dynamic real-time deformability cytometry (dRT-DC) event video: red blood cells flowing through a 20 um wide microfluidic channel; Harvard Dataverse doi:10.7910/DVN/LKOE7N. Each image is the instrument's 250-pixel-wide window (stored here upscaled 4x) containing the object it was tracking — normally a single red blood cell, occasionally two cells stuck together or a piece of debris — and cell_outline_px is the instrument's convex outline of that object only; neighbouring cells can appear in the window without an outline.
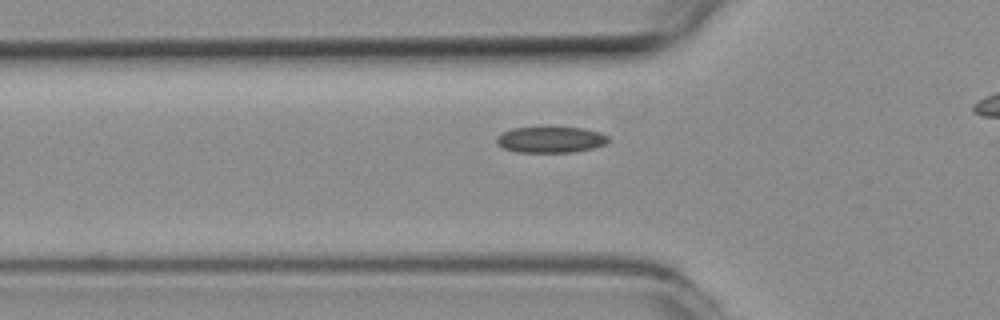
{"species": "common noctule bat (a hibernating species)", "species_latin": "Nyctalus noctula", "temperature_condition": "room temperature", "stored_images_in_passage": 42, "camera_frame_rate_fps": 3000, "um_per_image_px": 0.085, "animal": {"sex": "female", "body_mass_g": 19.3, "forearm_length_mm": 54.1}, "frame": {"image": 1, "passage_image": 16, "time_ms": 5.0, "image_size_px": [1000, 320], "cell_outline_px": [[608, 144], [596, 148], [572, 152], [516, 152], [504, 148], [496, 144], [496, 136], [512, 128], [544, 124], [548, 124], [584, 128], [600, 132], [608, 136]], "centroid_in_image_um": [46.81, 11.81], "position_along_channel_um": 79.0, "area_um2": 18.09}}
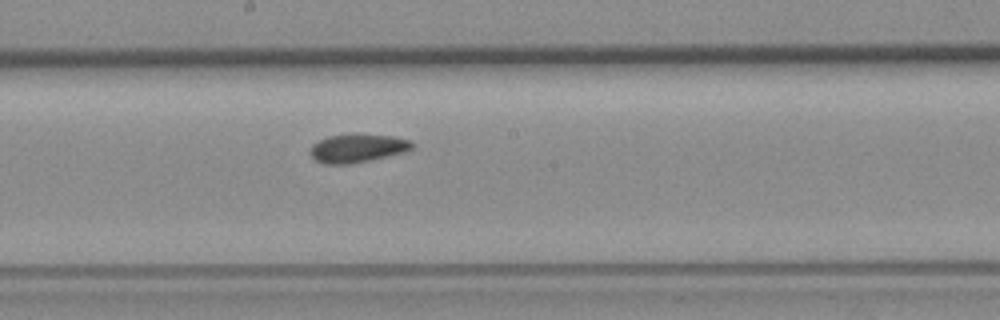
{"frame": {"image": 2, "passage_image": 27, "time_ms": 8.667, "image_size_px": [1000, 320], "cell_outline_px": [[412, 148], [404, 152], [352, 164], [324, 164], [316, 160], [308, 152], [312, 144], [328, 136], [356, 132], [392, 136], [408, 140], [412, 144]], "centroid_in_image_um": [30.33, 12.57], "position_along_channel_um": 217.9, "area_um2": 17.11}}
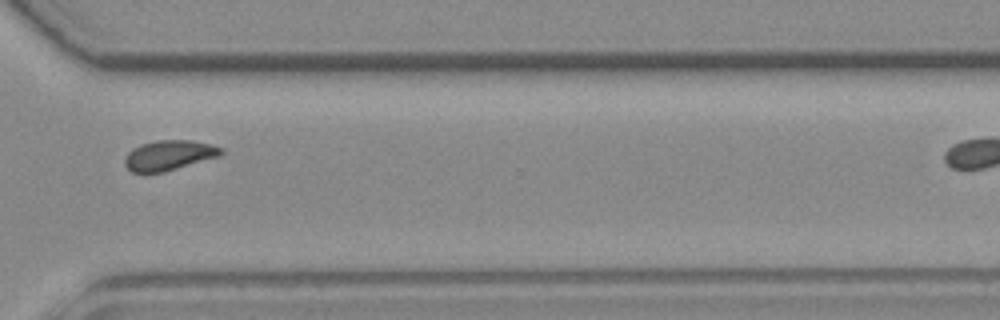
{"frame": {"image": 3, "passage_image": 38, "time_ms": 12.333, "image_size_px": [1000, 320], "cell_outline_px": [[224, 152], [220, 156], [164, 172], [132, 172], [124, 164], [124, 160], [128, 152], [132, 148], [140, 144], [156, 140], [192, 140], [212, 144], [224, 148]], "centroid_in_image_um": [14.39, 13.18], "position_along_channel_um": 356.2, "area_um2": 16.99}}